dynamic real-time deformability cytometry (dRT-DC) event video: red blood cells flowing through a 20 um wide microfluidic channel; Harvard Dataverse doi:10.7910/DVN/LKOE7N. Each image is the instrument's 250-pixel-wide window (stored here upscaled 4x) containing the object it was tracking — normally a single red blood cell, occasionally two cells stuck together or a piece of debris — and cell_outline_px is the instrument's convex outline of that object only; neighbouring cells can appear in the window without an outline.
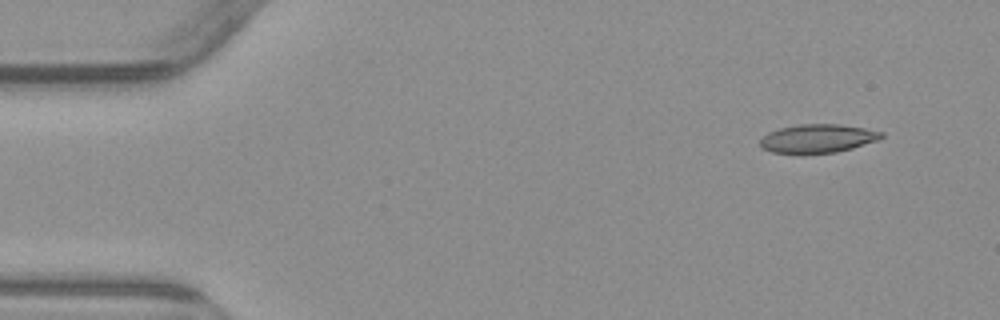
{"species": "common noctule bat (a hibernating species)", "species_latin": "Nyctalus noctula", "temperature_condition": "warm", "stored_images_in_passage": 4, "camera_frame_rate_fps": 3000, "um_per_image_px": 0.085, "animal": {"sex": "male", "body_mass_g": 23.1, "forearm_length_mm": 52.7}, "frame": {"image": 1, "passage_image": 1, "time_ms": 0.0, "image_size_px": [1000, 320], "cell_outline_px": [[884, 136], [880, 140], [852, 148], [836, 152], [804, 156], [800, 156], [772, 152], [760, 148], [760, 140], [768, 132], [780, 128], [800, 124], [840, 124], [864, 128], [884, 132]], "centroid_in_image_um": [69.48, 11.81], "position_along_channel_um": 15.5, "area_um2": 20.92}}
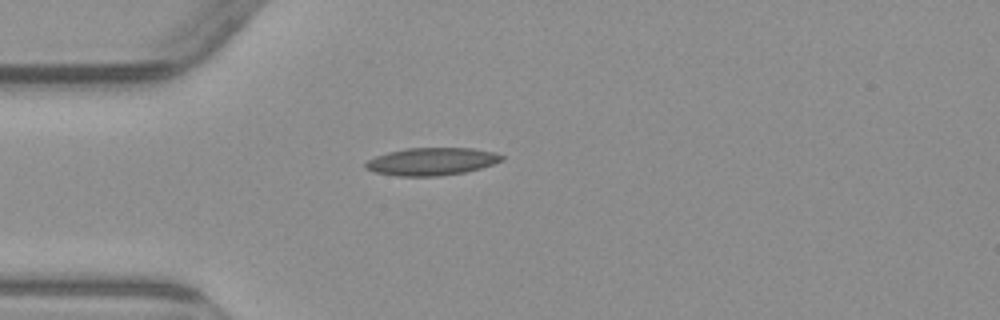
{"frame": {"image": 2, "passage_image": 4, "time_ms": 3.333, "image_size_px": [1000, 320], "cell_outline_px": [[504, 160], [480, 168], [464, 172], [440, 176], [396, 176], [372, 172], [364, 168], [364, 164], [368, 160], [376, 156], [388, 152], [408, 148], [472, 148], [496, 152], [504, 156]], "centroid_in_image_um": [36.67, 13.73], "position_along_channel_um": 48.3, "area_um2": 22.02}}